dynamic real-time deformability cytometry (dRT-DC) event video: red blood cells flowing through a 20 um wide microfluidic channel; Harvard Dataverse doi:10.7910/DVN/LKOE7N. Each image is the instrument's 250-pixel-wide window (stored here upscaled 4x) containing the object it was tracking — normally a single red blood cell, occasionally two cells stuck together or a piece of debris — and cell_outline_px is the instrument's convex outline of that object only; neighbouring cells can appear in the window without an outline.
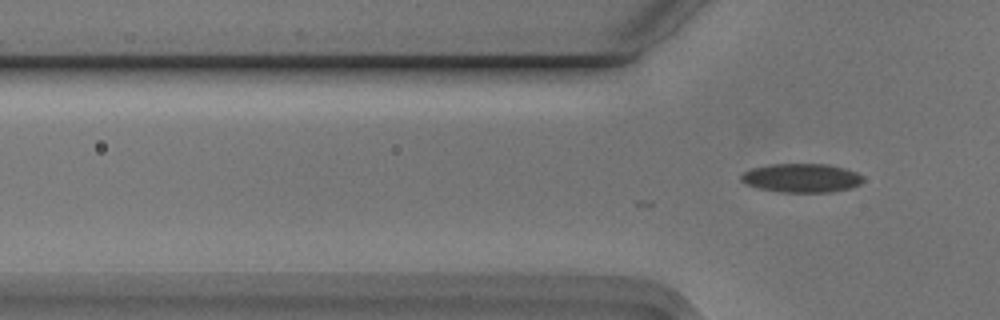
{"species": "Egyptian fruit bat (a non-hibernating species)", "species_latin": "Rousettus aegyptiacus", "temperature_condition": "cold", "stored_images_in_passage": 10, "camera_frame_rate_fps": 3000, "um_per_image_px": 0.085, "animal": {"sex": "male"}, "frame": {"image": 1, "passage_image": 10, "time_ms": 3.0, "image_size_px": [1000, 320], "cell_outline_px": [[864, 180], [860, 184], [852, 188], [832, 192], [780, 192], [756, 188], [744, 184], [740, 180], [740, 176], [744, 172], [752, 168], [772, 164], [828, 164], [844, 168], [856, 172], [864, 176]], "centroid_in_image_um": [68.13, 15.13], "position_along_channel_um": 57.7, "area_um2": 20.75}}